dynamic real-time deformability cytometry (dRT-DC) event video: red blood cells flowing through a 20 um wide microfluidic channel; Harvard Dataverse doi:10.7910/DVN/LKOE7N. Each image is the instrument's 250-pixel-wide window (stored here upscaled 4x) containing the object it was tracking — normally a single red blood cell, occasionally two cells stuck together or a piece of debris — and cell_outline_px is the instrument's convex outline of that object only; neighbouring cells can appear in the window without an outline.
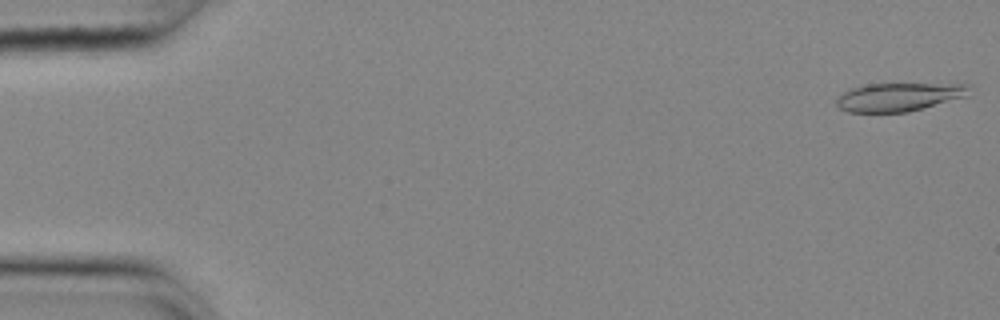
{"species": "common noctule bat (a hibernating species)", "species_latin": "Nyctalus noctula", "temperature_condition": "cold", "stored_images_in_passage": 54, "camera_frame_rate_fps": 3000, "um_per_image_px": 0.085, "animal": {"sex": "female", "body_mass_g": 25.1}, "frame": {"image": 1, "passage_image": 1, "time_ms": 0.0, "image_size_px": [1000, 320], "cell_outline_px": [[972, 84], [964, 96], [908, 112], [848, 112], [840, 108], [836, 104], [836, 100], [844, 92], [852, 88], [868, 84]], "centroid_in_image_um": [76.36, 8.24], "position_along_channel_um": 8.6, "area_um2": 21.44}}
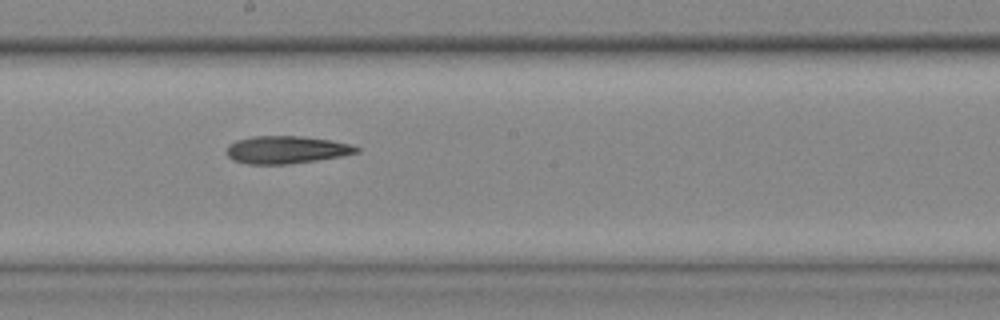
{"frame": {"image": 2, "passage_image": 30, "time_ms": 9.667, "image_size_px": [1000, 320], "cell_outline_px": [[360, 152], [340, 156], [316, 160], [288, 164], [248, 164], [232, 160], [228, 156], [228, 144], [236, 140], [252, 136], [300, 136], [332, 140], [352, 144], [360, 148]], "centroid_in_image_um": [24.35, 12.72], "position_along_channel_um": 223.8, "area_um2": 20.92}}
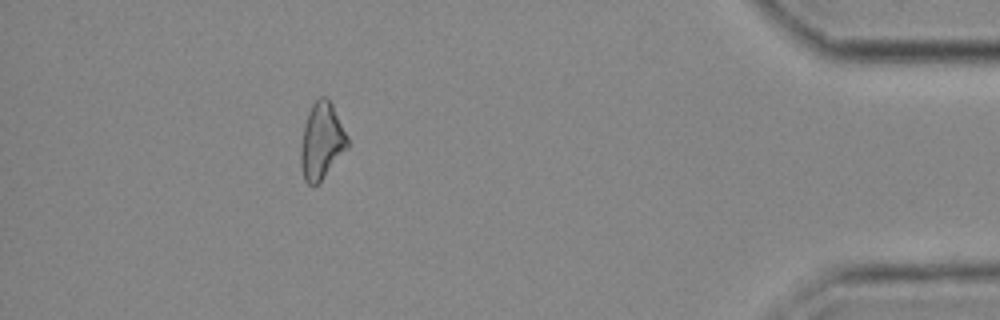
{"frame": {"image": 3, "passage_image": 49, "time_ms": 16.0, "image_size_px": [1000, 320], "cell_outline_px": [[348, 148], [320, 180], [316, 184], [308, 184], [304, 180], [300, 164], [300, 152], [304, 124], [308, 112], [312, 104], [320, 96], [324, 96], [332, 104], [348, 136]], "centroid_in_image_um": [27.33, 11.97], "position_along_channel_um": 407.9, "area_um2": 20.58}}